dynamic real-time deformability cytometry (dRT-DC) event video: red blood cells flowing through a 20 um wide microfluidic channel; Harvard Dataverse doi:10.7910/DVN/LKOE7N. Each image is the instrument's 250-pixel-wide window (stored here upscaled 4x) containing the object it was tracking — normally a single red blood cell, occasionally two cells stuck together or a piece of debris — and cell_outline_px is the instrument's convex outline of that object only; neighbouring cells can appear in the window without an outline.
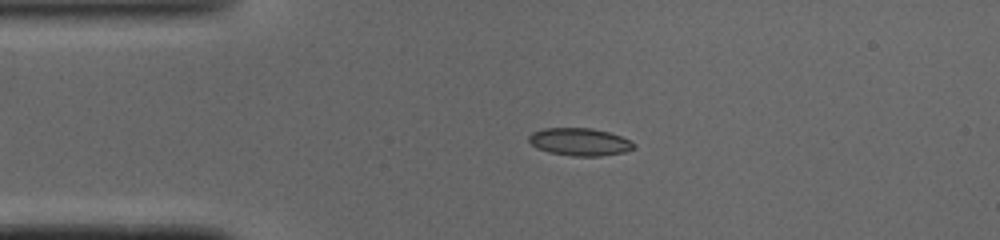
{"species": "common noctule bat (a hibernating species)", "species_latin": "Nyctalus noctula", "temperature_condition": "cold", "stored_images_in_passage": 39, "camera_frame_rate_fps": 3000, "um_per_image_px": 0.085, "animal": {"sex": "male", "body_mass_g": 19.0, "forearm_length_mm": 50.8}, "frame": {"image": 1, "passage_image": 1, "time_ms": 0.0, "image_size_px": [1000, 240], "cell_outline_px": [[636, 148], [624, 152], [600, 156], [572, 156], [548, 152], [536, 148], [528, 140], [528, 136], [532, 132], [544, 128], [592, 128], [608, 132], [632, 140], [636, 144]], "centroid_in_image_um": [49.29, 12.06], "position_along_channel_um": 35.7, "area_um2": 17.05}}
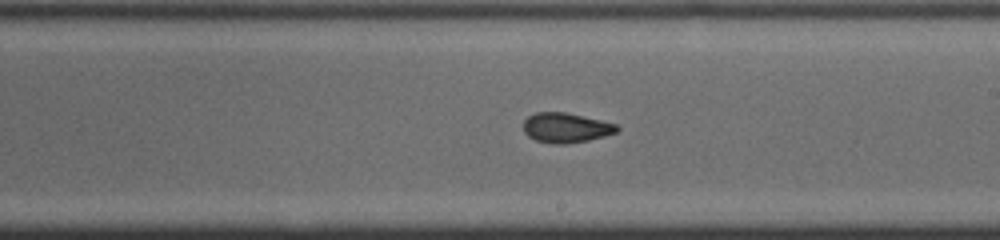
{"frame": {"image": 2, "passage_image": 18, "time_ms": 5.667, "image_size_px": [1000, 240], "cell_outline_px": [[620, 128], [616, 132], [604, 136], [588, 140], [564, 144], [552, 144], [536, 140], [528, 136], [524, 132], [524, 120], [528, 116], [536, 112], [564, 112], [600, 120], [616, 124]], "centroid_in_image_um": [48.08, 10.86], "position_along_channel_um": 240.9, "area_um2": 16.13}}
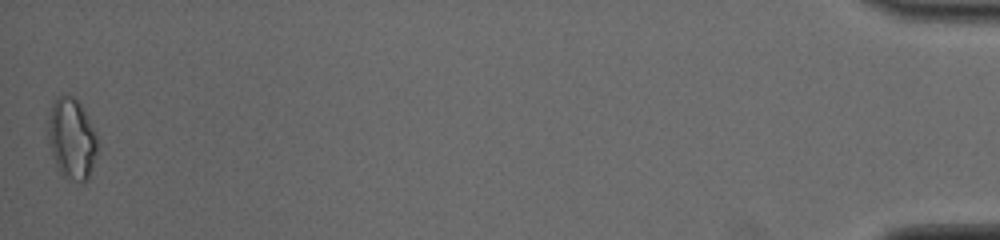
{"frame": {"image": 3, "passage_image": 39, "time_ms": 12.667, "image_size_px": [1000, 240], "cell_outline_px": [[100, 144], [88, 180], [72, 180], [64, 176], [60, 172], [52, 156], [48, 144], [48, 120], [52, 100], [60, 96], [76, 96], [96, 132]], "centroid_in_image_um": [6.11, 11.76], "position_along_channel_um": 429.1, "area_um2": 23.58}, "authors_computed_cell_mechanics": {"area_um2": 16.473, "velocity_mm_per_s": 4.1076, "shape_relaxation_time_tau1_ms": 5.7105, "shape_relaxation_time_tau2_ms": 1.8104, "deformation_change_tau1": 0.1764, "deformation_change_tau2": 0.065}}